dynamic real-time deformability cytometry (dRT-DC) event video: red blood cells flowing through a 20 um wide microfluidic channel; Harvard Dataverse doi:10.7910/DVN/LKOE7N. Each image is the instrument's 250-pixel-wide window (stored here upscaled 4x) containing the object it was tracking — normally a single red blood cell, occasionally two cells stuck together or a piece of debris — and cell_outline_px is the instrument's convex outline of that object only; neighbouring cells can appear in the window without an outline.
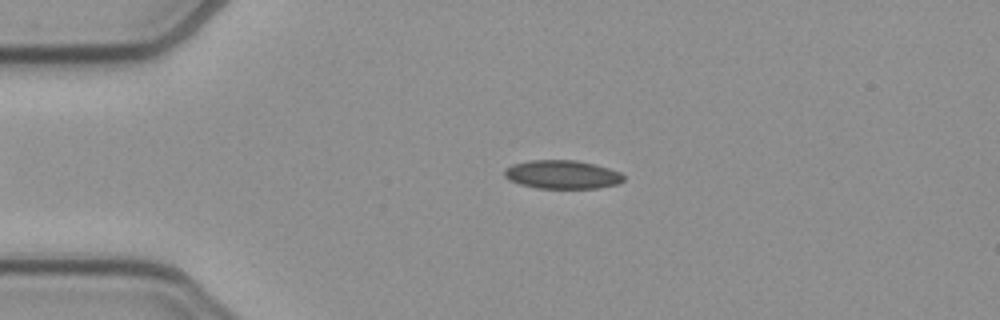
{"species": "common noctule bat (a hibernating species)", "species_latin": "Nyctalus noctula", "temperature_condition": "cold", "stored_images_in_passage": 52, "camera_frame_rate_fps": 3000, "um_per_image_px": 0.085, "animal": {"sex": "female", "body_mass_g": 21.9}, "frame": {"image": 1, "passage_image": 11, "time_ms": 3.333, "image_size_px": [1000, 320], "cell_outline_px": [[624, 180], [616, 184], [596, 188], [536, 188], [520, 184], [508, 180], [504, 176], [504, 168], [512, 164], [528, 160], [576, 160], [596, 164], [620, 172], [624, 176]], "centroid_in_image_um": [47.75, 14.82], "position_along_channel_um": 37.3, "area_um2": 19.94}}
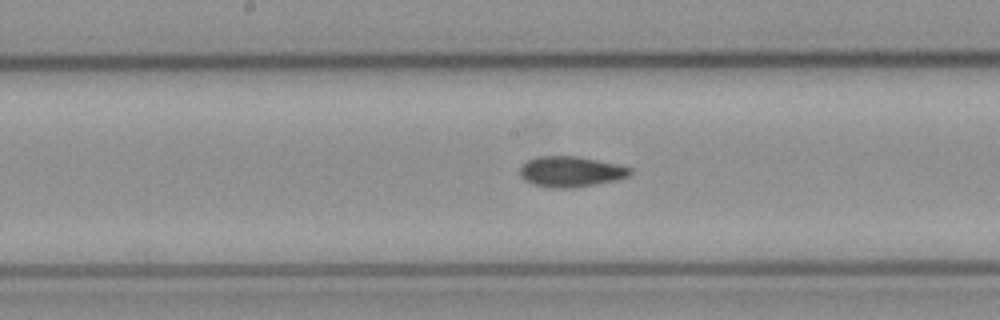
{"frame": {"image": 2, "passage_image": 26, "time_ms": 8.333, "image_size_px": [1000, 320], "cell_outline_px": [[632, 172], [628, 176], [616, 180], [572, 188], [552, 188], [532, 184], [524, 180], [520, 176], [520, 168], [528, 160], [536, 156], [576, 156], [616, 164], [632, 168]], "centroid_in_image_um": [48.49, 14.59], "position_along_channel_um": 199.7, "area_um2": 19.54}}
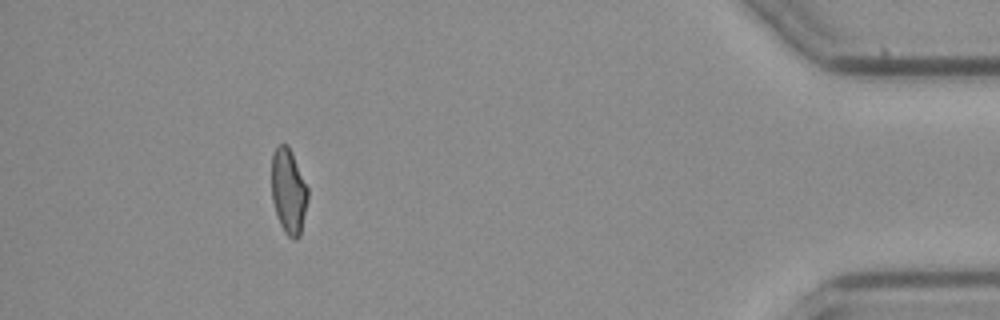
{"frame": {"image": 3, "passage_image": 47, "time_ms": 15.333, "image_size_px": [1000, 320], "cell_outline_px": [[308, 200], [300, 236], [296, 240], [292, 240], [284, 232], [280, 224], [272, 200], [272, 156], [276, 148], [280, 144], [288, 144], [292, 152], [308, 188]], "centroid_in_image_um": [24.54, 16.28], "position_along_channel_um": 410.7, "area_um2": 18.03}, "authors_computed_cell_mechanics": {"area_um2": 19.1896, "velocity_mm_per_s": 3.8961, "shape_relaxation_time_tau1_ms": null, "shape_relaxation_time_tau2_ms": 1.5403, "deformation_change_tau1": null, "deformation_change_tau2": 0.0639}}